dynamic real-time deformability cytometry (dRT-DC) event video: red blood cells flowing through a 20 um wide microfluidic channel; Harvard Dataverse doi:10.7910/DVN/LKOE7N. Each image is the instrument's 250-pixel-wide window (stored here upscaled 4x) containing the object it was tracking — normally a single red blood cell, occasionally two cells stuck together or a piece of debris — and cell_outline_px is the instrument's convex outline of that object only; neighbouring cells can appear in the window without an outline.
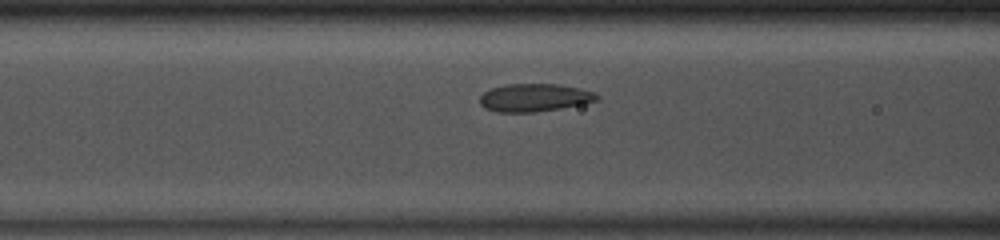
{"species": "common noctule bat (a hibernating species)", "species_latin": "Nyctalus noctula", "temperature_condition": "room temperature", "stored_images_in_passage": 35, "camera_frame_rate_fps": 3000, "um_per_image_px": 0.085, "animal": {"sex": "male", "body_mass_g": 13.0, "forearm_length_mm": 53.1}, "frame": {"image": 1, "passage_image": 5, "time_ms": 1.333, "image_size_px": [1000, 240], "cell_outline_px": [[600, 100], [584, 104], [536, 112], [496, 112], [484, 108], [480, 104], [480, 96], [484, 92], [492, 88], [508, 84], [560, 84], [592, 92], [600, 96]], "centroid_in_image_um": [45.42, 8.31], "position_along_channel_um": 121.2, "area_um2": 19.02}}
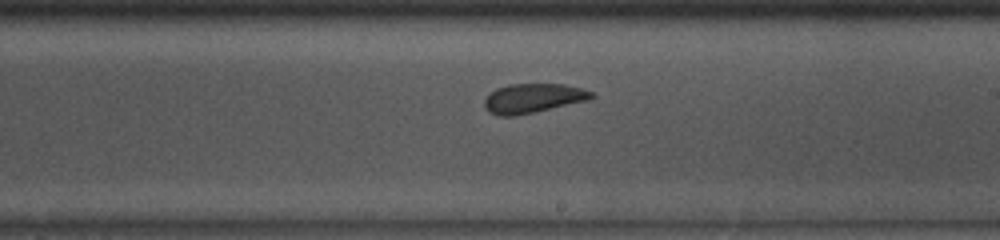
{"frame": {"image": 2, "passage_image": 14, "time_ms": 4.333, "image_size_px": [1000, 240], "cell_outline_px": [[596, 96], [588, 100], [532, 112], [512, 116], [500, 116], [488, 112], [484, 108], [484, 100], [496, 88], [508, 84], [564, 84], [580, 88], [592, 92]], "centroid_in_image_um": [45.28, 8.34], "position_along_channel_um": 243.7, "area_um2": 18.09}}
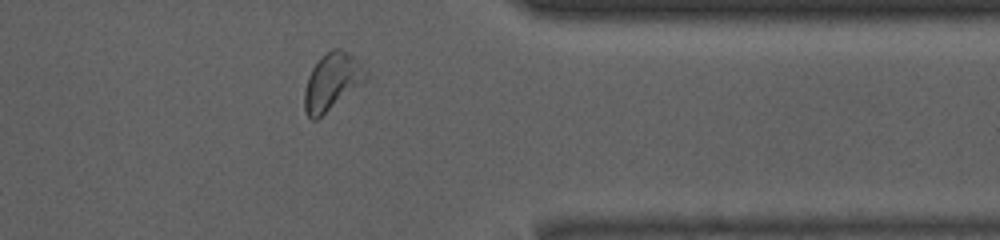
{"frame": {"image": 3, "passage_image": 25, "time_ms": 8.0, "image_size_px": [1000, 240], "cell_outline_px": [[368, 76], [364, 80], [316, 120], [312, 120], [304, 112], [304, 88], [308, 76], [316, 60], [332, 48], [340, 48], [348, 52], [360, 64]], "centroid_in_image_um": [28.14, 6.92], "position_along_channel_um": 383.3, "area_um2": 19.83}, "authors_computed_cell_mechanics": {"area_um2": 19.0162, "velocity_mm_per_s": 4.0851, "shape_relaxation_time_tau1_ms": 4.391, "shape_relaxation_time_tau2_ms": 2.4884, "deformation_change_tau1": 0.0691, "deformation_change_tau2": 0.0634}}